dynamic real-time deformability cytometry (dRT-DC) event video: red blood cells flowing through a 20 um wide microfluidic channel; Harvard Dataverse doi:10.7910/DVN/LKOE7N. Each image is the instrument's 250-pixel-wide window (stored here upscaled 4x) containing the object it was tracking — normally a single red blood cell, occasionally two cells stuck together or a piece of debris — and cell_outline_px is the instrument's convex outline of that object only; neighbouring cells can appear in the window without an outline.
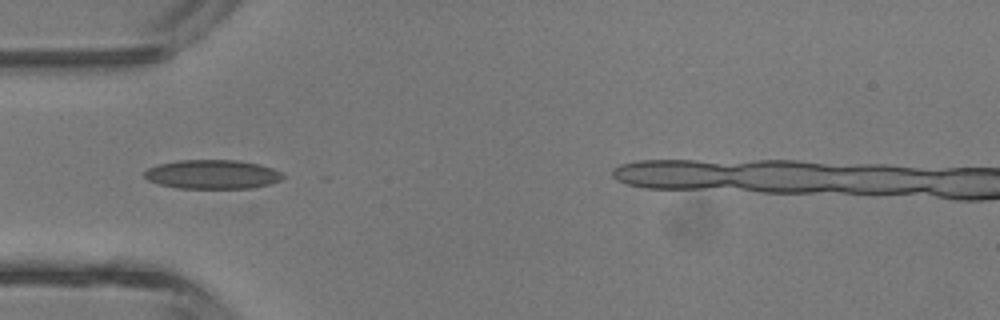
{"species": "common noctule bat (a hibernating species)", "species_latin": "Nyctalus noctula", "temperature_condition": "room temperature", "stored_images_in_passage": 3, "camera_frame_rate_fps": 3000, "um_per_image_px": 0.085, "animal": {"sex": "male", "body_mass_g": 13.3}, "frame": {"image": 1, "passage_image": 3, "time_ms": 2.333, "image_size_px": [1000, 320], "cell_outline_px": [[284, 176], [280, 180], [268, 184], [252, 188], [176, 188], [160, 184], [148, 180], [144, 176], [144, 172], [148, 168], [160, 164], [176, 160], [236, 160], [260, 164], [272, 168], [280, 172]], "centroid_in_image_um": [18.04, 14.81], "position_along_channel_um": 67.0, "area_um2": 23.35}}